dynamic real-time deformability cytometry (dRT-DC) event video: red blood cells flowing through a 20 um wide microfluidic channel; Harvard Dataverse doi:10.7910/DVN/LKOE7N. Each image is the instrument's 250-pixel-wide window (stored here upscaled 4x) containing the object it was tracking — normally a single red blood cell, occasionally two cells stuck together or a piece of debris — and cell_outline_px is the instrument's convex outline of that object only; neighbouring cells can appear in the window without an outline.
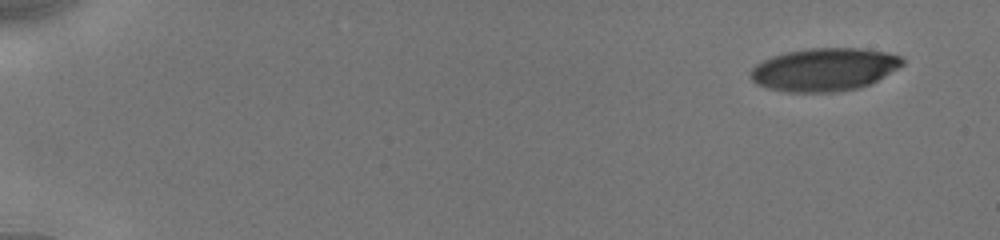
{"species": "human", "species_latin": "Homo sapiens", "temperature_condition": "cold", "stored_images_in_passage": 8, "camera_frame_rate_fps": 3000, "um_per_image_px": 0.085, "donor": {"sex": "male"}, "frame": {"image": 1, "passage_image": 1, "time_ms": 0.0, "image_size_px": [1000, 240], "cell_outline_px": [[904, 64], [884, 76], [868, 84], [856, 88], [836, 92], [788, 92], [768, 88], [756, 84], [748, 76], [748, 72], [756, 64], [772, 56], [788, 52], [808, 48], [860, 48], [884, 52], [900, 56], [904, 60]], "centroid_in_image_um": [70.02, 5.91], "position_along_channel_um": 15.0, "area_um2": 37.86}}
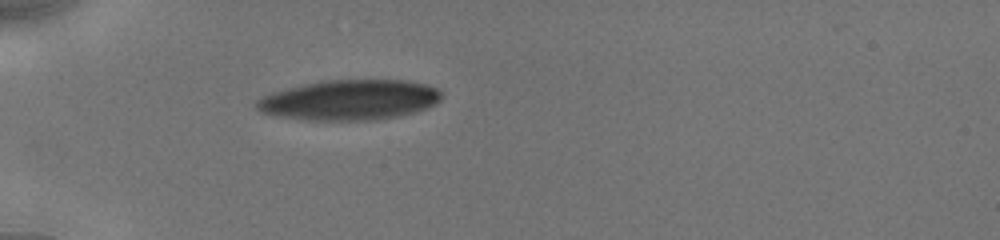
{"frame": {"image": 2, "passage_image": 8, "time_ms": 4.667, "image_size_px": [1000, 240], "cell_outline_px": [[444, 96], [436, 104], [428, 108], [416, 112], [400, 116], [376, 120], [308, 120], [276, 116], [260, 112], [256, 108], [256, 100], [272, 92], [320, 80], [408, 80], [440, 88], [444, 92]], "centroid_in_image_um": [29.78, 8.5], "position_along_channel_um": 55.2, "area_um2": 43.87}}